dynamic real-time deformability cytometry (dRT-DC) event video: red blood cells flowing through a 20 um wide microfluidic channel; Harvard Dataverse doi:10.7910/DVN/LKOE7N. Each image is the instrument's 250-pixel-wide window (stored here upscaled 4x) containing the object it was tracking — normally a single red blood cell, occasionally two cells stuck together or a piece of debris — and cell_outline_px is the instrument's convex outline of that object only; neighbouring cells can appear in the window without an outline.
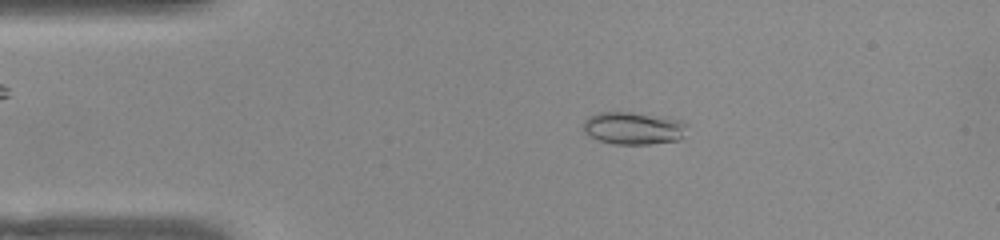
{"species": "common noctule bat (a hibernating species)", "species_latin": "Nyctalus noctula", "temperature_condition": "warm", "stored_images_in_passage": 52, "camera_frame_rate_fps": 3000, "um_per_image_px": 0.085, "animal": {"sex": "female", "body_mass_g": 22.0, "forearm_length_mm": 56.7}, "frame": {"image": 1, "passage_image": 10, "time_ms": 3.0, "image_size_px": [1000, 240], "cell_outline_px": [[688, 124], [684, 136], [680, 140], [652, 144], [612, 144], [596, 140], [588, 136], [584, 132], [584, 120], [588, 116], [600, 112], [628, 112], [680, 120]], "centroid_in_image_um": [53.82, 10.92], "position_along_channel_um": 31.2, "area_um2": 19.77}}
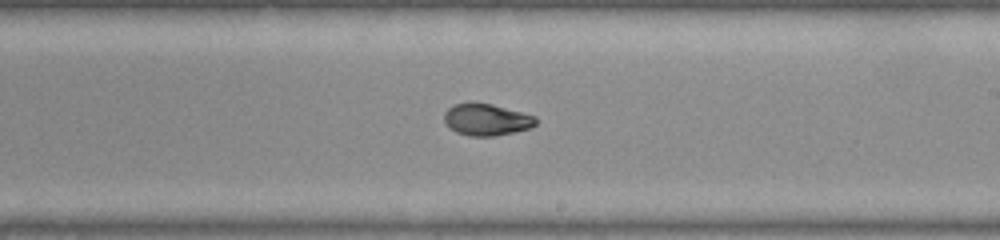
{"frame": {"image": 2, "passage_image": 30, "time_ms": 9.667, "image_size_px": [1000, 240], "cell_outline_px": [[536, 124], [532, 128], [496, 136], [468, 136], [456, 132], [448, 128], [444, 120], [444, 112], [452, 104], [492, 104], [536, 116]], "centroid_in_image_um": [41.35, 10.19], "position_along_channel_um": 247.7, "area_um2": 16.94}}
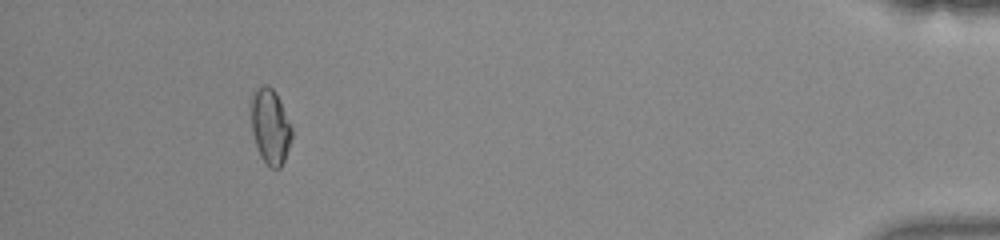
{"frame": {"image": 3, "passage_image": 48, "time_ms": 15.667, "image_size_px": [1000, 240], "cell_outline_px": [[292, 136], [284, 160], [280, 168], [272, 168], [260, 156], [252, 132], [252, 96], [256, 88], [264, 84], [268, 84], [276, 92], [280, 100], [292, 128]], "centroid_in_image_um": [22.98, 10.72], "position_along_channel_um": 412.2, "area_um2": 17.57}, "authors_computed_cell_mechanics": {"area_um2": 17.5423, "velocity_mm_per_s": 3.8831, "shape_relaxation_time_tau1_ms": 6.1111, "shape_relaxation_time_tau2_ms": 1.0494, "deformation_change_tau1": 0.2126, "deformation_change_tau2": 0.0447}}